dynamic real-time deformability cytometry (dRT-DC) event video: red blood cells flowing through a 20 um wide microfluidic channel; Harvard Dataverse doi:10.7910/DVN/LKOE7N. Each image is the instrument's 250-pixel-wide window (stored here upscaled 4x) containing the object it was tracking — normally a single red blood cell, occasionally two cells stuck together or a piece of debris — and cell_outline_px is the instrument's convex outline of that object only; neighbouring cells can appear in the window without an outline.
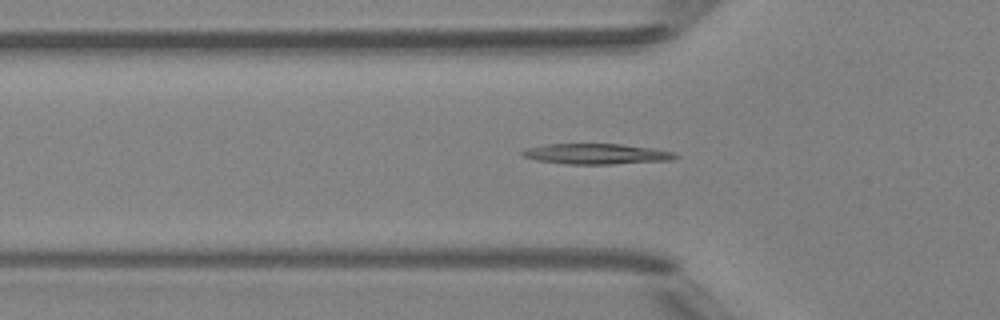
{"species": "Egyptian fruit bat (a non-hibernating species)", "species_latin": "Rousettus aegyptiacus", "temperature_condition": "room temperature", "stored_images_in_passage": 51, "segment_of_instrument_passage": [1, 2], "camera_frame_rate_fps": 3000, "um_per_image_px": 0.085, "animal": {"sex": "female"}, "frame": {"image": 1, "passage_image": 17, "time_ms": 5.333, "image_size_px": [1000, 320], "cell_outline_px": [[680, 156], [672, 160], [612, 164], [568, 164], [536, 160], [524, 156], [520, 152], [528, 148], [548, 144], [624, 144], [652, 148], [676, 152]], "centroid_in_image_um": [50.77, 13.08], "position_along_channel_um": 75.0, "area_um2": 18.26}}
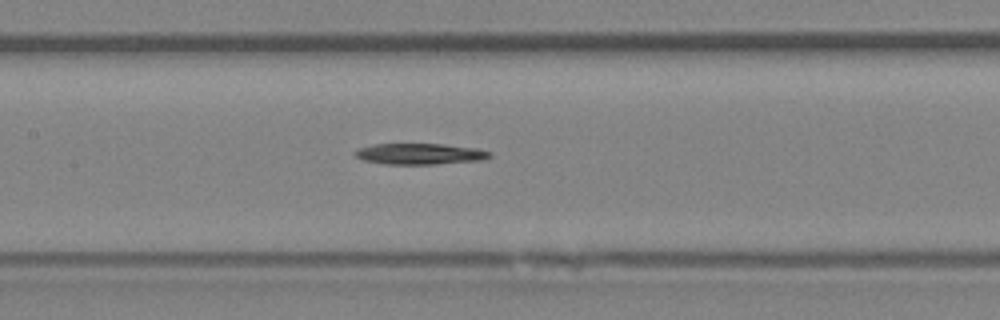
{"frame": {"image": 2, "passage_image": 24, "time_ms": 7.667, "image_size_px": [1000, 320], "cell_outline_px": [[492, 156], [480, 160], [432, 164], [388, 164], [364, 160], [356, 156], [352, 152], [360, 148], [376, 144], [444, 144], [476, 148], [492, 152]], "centroid_in_image_um": [35.71, 13.07], "position_along_channel_um": 171.7, "area_um2": 16.3}}
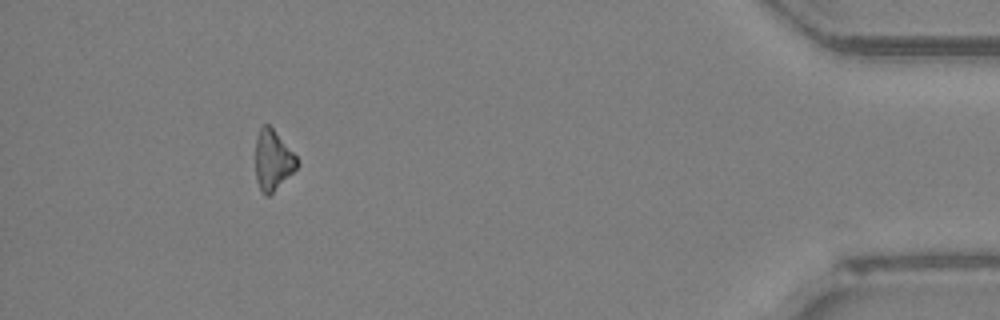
{"frame": {"image": 3, "passage_image": 46, "time_ms": 15.0, "image_size_px": [1000, 320], "cell_outline_px": [[300, 164], [268, 196], [264, 196], [256, 180], [256, 136], [260, 128], [264, 124], [268, 124], [272, 128], [296, 156]], "centroid_in_image_um": [23.17, 13.6], "position_along_channel_um": 412.0, "area_um2": 14.22}}